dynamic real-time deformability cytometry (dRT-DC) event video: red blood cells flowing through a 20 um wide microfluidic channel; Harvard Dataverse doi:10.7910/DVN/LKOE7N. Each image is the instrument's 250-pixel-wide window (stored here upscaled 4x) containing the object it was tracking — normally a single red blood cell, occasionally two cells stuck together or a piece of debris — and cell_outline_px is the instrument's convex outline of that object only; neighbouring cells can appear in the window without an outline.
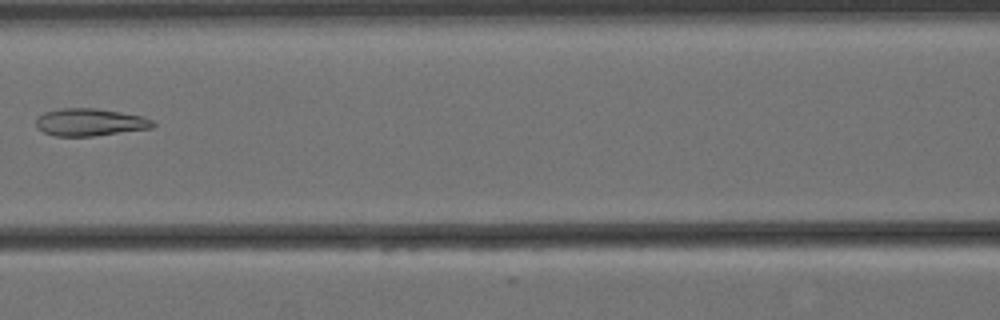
{"species": "Egyptian fruit bat (a non-hibernating species)", "species_latin": "Rousettus aegyptiacus", "temperature_condition": "cold", "stored_images_in_passage": 7, "camera_frame_rate_fps": 3000, "um_per_image_px": 0.085, "animal": {"sex": "female"}, "frame": {"image": 1, "passage_image": 7, "time_ms": 2.0, "image_size_px": [1000, 320], "cell_outline_px": [[156, 124], [152, 128], [92, 136], [56, 136], [44, 132], [36, 128], [36, 120], [44, 112], [60, 108], [96, 108], [144, 116], [152, 120]], "centroid_in_image_um": [7.65, 10.38], "position_along_channel_um": 159.0, "area_um2": 18.67}}